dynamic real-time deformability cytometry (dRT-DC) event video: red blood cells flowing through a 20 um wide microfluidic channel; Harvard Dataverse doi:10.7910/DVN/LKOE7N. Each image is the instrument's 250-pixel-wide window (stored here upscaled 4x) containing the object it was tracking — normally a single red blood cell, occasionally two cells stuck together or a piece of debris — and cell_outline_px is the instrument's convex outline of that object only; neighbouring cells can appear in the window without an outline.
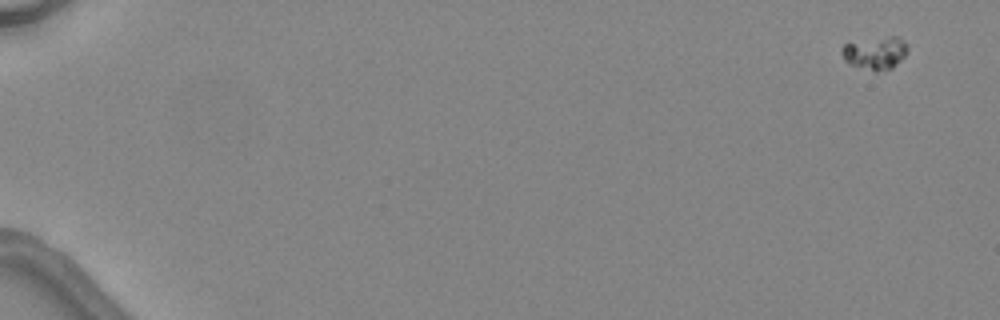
{"species": "common noctule bat (a hibernating species)", "species_latin": "Nyctalus noctula", "temperature_condition": "warm", "stored_images_in_passage": 6, "camera_frame_rate_fps": 3000, "um_per_image_px": 0.085, "animal": {"sex": "female", "body_mass_g": 24.6, "forearm_length_mm": 56.2}, "frame": {"image": 1, "passage_image": 1, "time_ms": 0.0, "image_size_px": [1000, 320], "cell_outline_px": [[908, 48], [904, 56], [892, 68], [876, 72], [848, 64], [844, 60], [840, 52], [840, 48], [844, 44], [888, 36], [896, 36], [904, 40], [908, 44]], "centroid_in_image_um": [74.38, 4.51], "position_along_channel_um": 10.6, "area_um2": 12.6}}
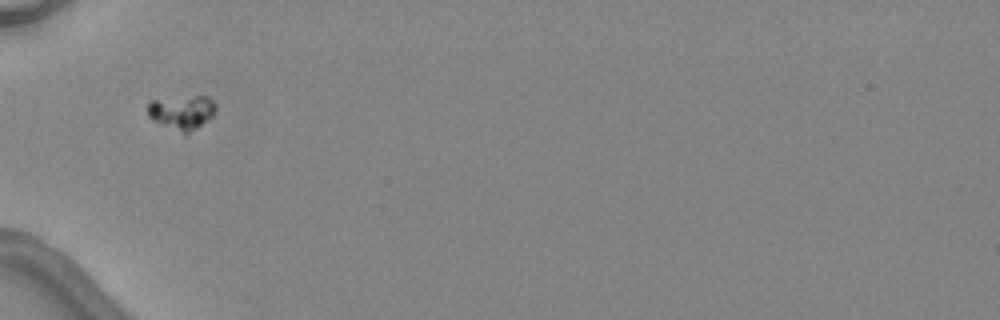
{"frame": {"image": 2, "passage_image": 5, "time_ms": 5.667, "image_size_px": [1000, 320], "cell_outline_px": [[216, 112], [208, 120], [184, 136], [152, 120], [148, 116], [148, 104], [152, 100], [196, 96], [208, 96], [216, 104]], "centroid_in_image_um": [15.47, 9.58], "position_along_channel_um": 69.5, "area_um2": 13.7}}